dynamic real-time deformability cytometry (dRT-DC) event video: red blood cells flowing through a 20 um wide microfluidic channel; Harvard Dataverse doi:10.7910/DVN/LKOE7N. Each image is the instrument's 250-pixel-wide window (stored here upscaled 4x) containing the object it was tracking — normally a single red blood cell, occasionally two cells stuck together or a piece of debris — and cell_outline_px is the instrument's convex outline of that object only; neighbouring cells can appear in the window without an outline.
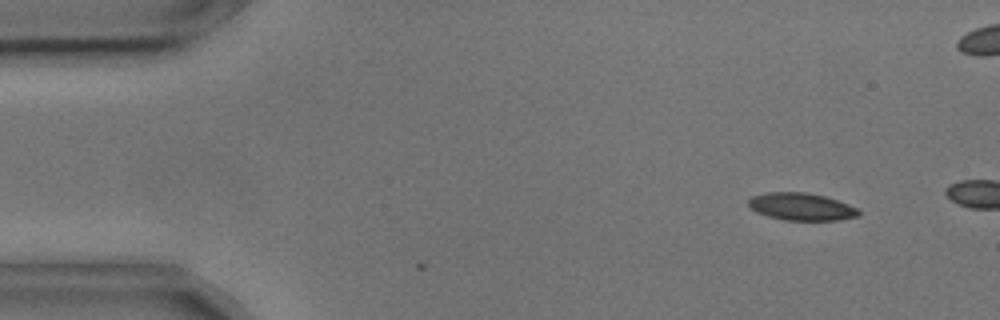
{"species": "common noctule bat (a hibernating species)", "species_latin": "Nyctalus noctula", "temperature_condition": "cold", "stored_images_in_passage": 3, "camera_frame_rate_fps": 3000, "um_per_image_px": 0.085, "animal": {"sex": "male", "body_mass_g": 17.9, "forearm_length_mm": 54.2}, "frame": {"image": 1, "passage_image": 1, "time_ms": 0.0, "image_size_px": [1000, 320], "cell_outline_px": [[860, 216], [840, 220], [784, 220], [768, 216], [756, 212], [748, 204], [748, 200], [752, 196], [768, 192], [804, 192], [824, 196], [848, 204], [856, 208], [860, 212]], "centroid_in_image_um": [68.11, 17.57], "position_along_channel_um": 16.9, "area_um2": 17.51}}